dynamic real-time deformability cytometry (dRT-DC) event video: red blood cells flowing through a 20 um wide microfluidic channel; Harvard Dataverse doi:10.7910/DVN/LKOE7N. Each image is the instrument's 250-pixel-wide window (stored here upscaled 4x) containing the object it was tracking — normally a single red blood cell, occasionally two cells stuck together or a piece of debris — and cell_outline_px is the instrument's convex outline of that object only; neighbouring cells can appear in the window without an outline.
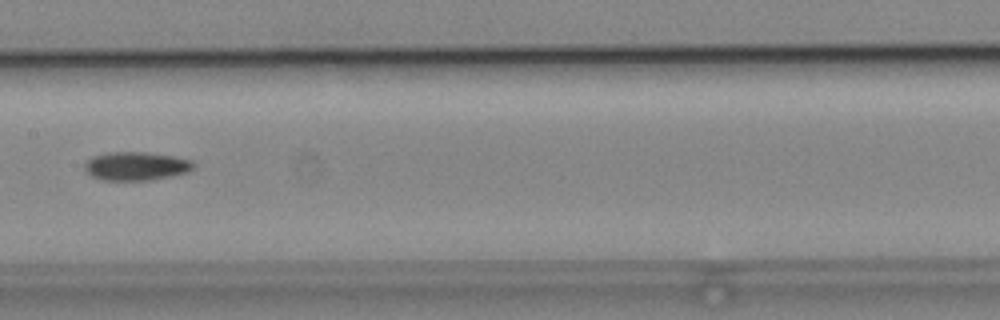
{"species": "common noctule bat (a hibernating species)", "species_latin": "Nyctalus noctula", "temperature_condition": "cold", "stored_images_in_passage": 7, "camera_frame_rate_fps": 3000, "um_per_image_px": 0.085, "animal": {"sex": "male", "body_mass_g": 19.2, "forearm_length_mm": 51.8}, "frame": {"image": 1, "passage_image": 7, "time_ms": 2.0, "image_size_px": [1000, 320], "cell_outline_px": [[196, 164], [188, 172], [148, 180], [104, 180], [92, 176], [84, 168], [84, 164], [92, 156], [108, 152], [144, 152], [176, 156], [192, 160]], "centroid_in_image_um": [11.58, 14.1], "position_along_channel_um": 195.8, "area_um2": 18.03}}